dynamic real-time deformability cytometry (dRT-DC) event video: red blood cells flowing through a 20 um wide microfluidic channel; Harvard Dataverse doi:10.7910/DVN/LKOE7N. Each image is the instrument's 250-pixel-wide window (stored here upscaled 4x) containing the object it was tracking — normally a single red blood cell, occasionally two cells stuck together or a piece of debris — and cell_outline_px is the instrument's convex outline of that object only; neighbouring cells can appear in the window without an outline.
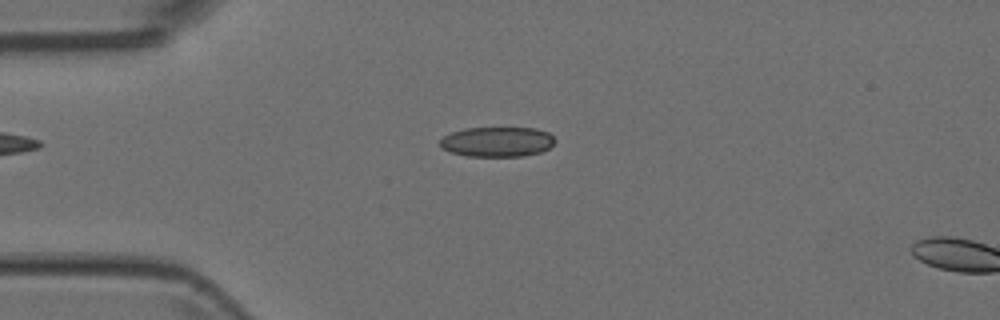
{"species": "Egyptian fruit bat (a non-hibernating species)", "species_latin": "Rousettus aegyptiacus", "temperature_condition": "room temperature", "stored_images_in_passage": 6, "camera_frame_rate_fps": 3000, "um_per_image_px": 0.085, "animal": {"sex": "female"}, "frame": {"image": 1, "passage_image": 5, "time_ms": 1.333, "image_size_px": [1000, 320], "cell_outline_px": [[556, 140], [548, 148], [540, 152], [524, 156], [468, 156], [448, 152], [440, 148], [440, 140], [444, 136], [452, 132], [464, 128], [536, 128], [548, 132]], "centroid_in_image_um": [42.23, 12.05], "position_along_channel_um": 42.8, "area_um2": 20.11}}